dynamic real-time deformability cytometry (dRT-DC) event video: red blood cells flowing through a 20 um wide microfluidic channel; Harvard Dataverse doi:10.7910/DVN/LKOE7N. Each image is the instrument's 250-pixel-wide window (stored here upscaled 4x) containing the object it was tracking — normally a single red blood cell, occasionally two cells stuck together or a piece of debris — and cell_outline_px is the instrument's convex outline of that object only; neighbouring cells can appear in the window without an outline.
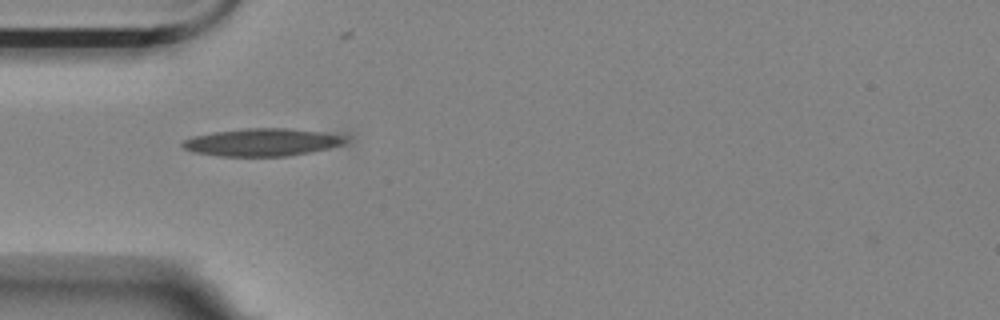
{"species": "Egyptian fruit bat (a non-hibernating species)", "species_latin": "Rousettus aegyptiacus", "temperature_condition": "room temperature", "stored_images_in_passage": 5, "camera_frame_rate_fps": 3000, "um_per_image_px": 0.085, "animal": {"sex": "female"}, "frame": {"image": 1, "passage_image": 4, "time_ms": 1.0, "image_size_px": [1000, 320], "cell_outline_px": [[356, 140], [352, 144], [332, 148], [288, 156], [216, 156], [192, 152], [184, 148], [180, 144], [184, 140], [192, 136], [212, 132], [244, 128], [288, 128], [356, 132]], "centroid_in_image_um": [22.68, 12.05], "position_along_channel_um": 62.3, "area_um2": 28.21}}